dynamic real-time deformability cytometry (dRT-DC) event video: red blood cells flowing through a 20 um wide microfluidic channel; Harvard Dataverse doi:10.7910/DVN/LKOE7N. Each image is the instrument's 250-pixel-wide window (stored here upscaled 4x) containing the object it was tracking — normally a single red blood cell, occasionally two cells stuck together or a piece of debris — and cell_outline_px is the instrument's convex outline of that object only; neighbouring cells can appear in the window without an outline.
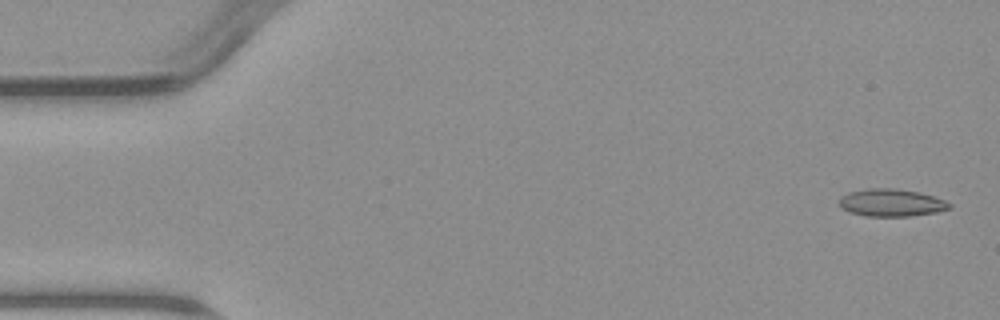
{"species": "common noctule bat (a hibernating species)", "species_latin": "Nyctalus noctula", "temperature_condition": "warm", "stored_images_in_passage": 4, "camera_frame_rate_fps": 3000, "um_per_image_px": 0.085, "animal": {"sex": "male", "body_mass_g": 23.1, "forearm_length_mm": 52.7}, "frame": {"image": 1, "passage_image": 1, "time_ms": 0.0, "image_size_px": [1000, 320], "cell_outline_px": [[952, 208], [936, 212], [908, 216], [864, 216], [840, 208], [840, 196], [848, 192], [868, 188], [896, 188], [920, 192], [944, 200], [952, 204]], "centroid_in_image_um": [75.76, 17.22], "position_along_channel_um": 9.2, "area_um2": 17.69}}
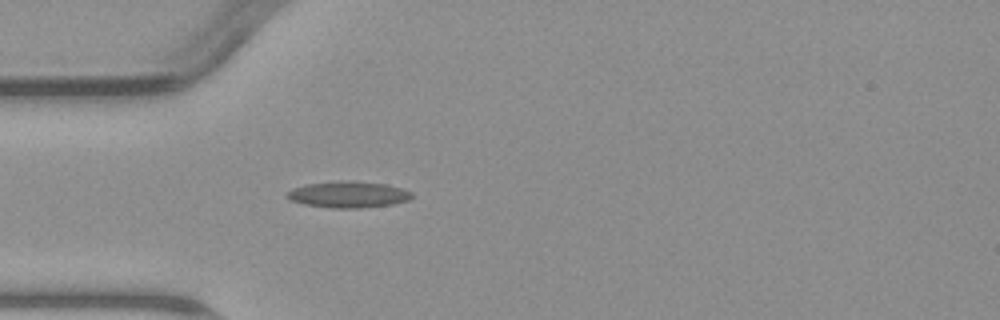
{"frame": {"image": 2, "passage_image": 4, "time_ms": 4.667, "image_size_px": [1000, 320], "cell_outline_px": [[412, 196], [408, 200], [392, 204], [360, 208], [332, 208], [304, 204], [288, 200], [284, 196], [292, 188], [308, 184], [384, 184], [404, 188], [412, 192]], "centroid_in_image_um": [29.59, 16.6], "position_along_channel_um": 55.4, "area_um2": 18.03}}